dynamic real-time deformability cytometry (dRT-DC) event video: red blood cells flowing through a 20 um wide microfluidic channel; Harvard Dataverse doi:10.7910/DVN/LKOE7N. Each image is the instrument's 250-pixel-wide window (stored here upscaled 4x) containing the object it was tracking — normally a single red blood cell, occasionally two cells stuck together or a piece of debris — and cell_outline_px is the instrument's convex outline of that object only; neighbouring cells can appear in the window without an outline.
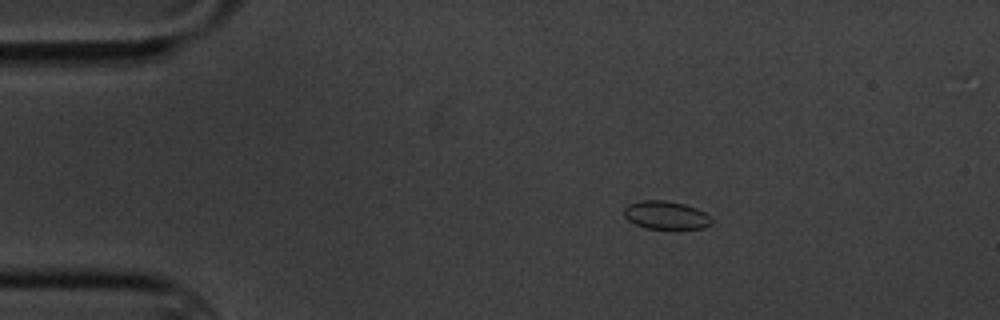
{"species": "common noctule bat (a hibernating species)", "species_latin": "Nyctalus noctula", "temperature_condition": "cold", "stored_images_in_passage": 4, "camera_frame_rate_fps": 3000, "um_per_image_px": 0.085, "animal": {"sex": "male", "body_mass_g": 20.1, "forearm_length_mm": 53.5}, "frame": {"image": 1, "passage_image": 2, "time_ms": 1.0, "image_size_px": [1000, 320], "cell_outline_px": [[712, 220], [704, 228], [648, 228], [636, 224], [628, 220], [624, 216], [624, 208], [628, 204], [640, 200], [664, 200], [684, 204], [696, 208], [704, 212]], "centroid_in_image_um": [56.56, 18.27], "position_along_channel_um": 28.4, "area_um2": 14.1}}